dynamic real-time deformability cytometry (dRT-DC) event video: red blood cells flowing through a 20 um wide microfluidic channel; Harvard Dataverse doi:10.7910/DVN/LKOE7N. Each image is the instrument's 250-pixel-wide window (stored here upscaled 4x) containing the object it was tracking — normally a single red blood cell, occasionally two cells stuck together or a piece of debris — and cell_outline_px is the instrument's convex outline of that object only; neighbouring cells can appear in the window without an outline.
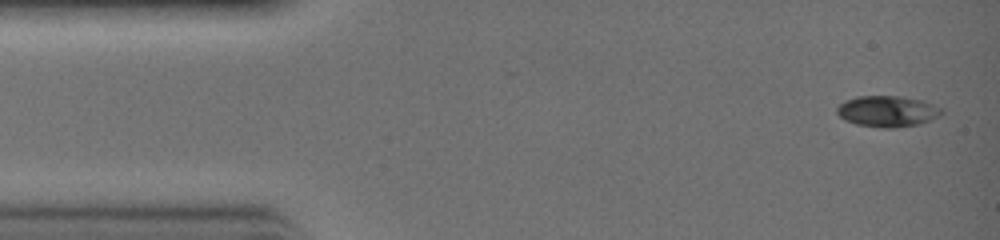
{"species": "common noctule bat (a hibernating species)", "species_latin": "Nyctalus noctula", "temperature_condition": "warm", "stored_images_in_passage": 31, "camera_frame_rate_fps": 3000, "um_per_image_px": 0.085, "animal": {"sex": "female", "body_mass_g": 19.0, "forearm_length_mm": 51.5}, "frame": {"image": 1, "passage_image": 1, "time_ms": 0.0, "image_size_px": [1000, 240], "cell_outline_px": [[944, 112], [920, 124], [892, 128], [884, 128], [856, 124], [844, 120], [836, 112], [836, 108], [840, 104], [856, 96], [900, 96], [920, 100], [940, 108]], "centroid_in_image_um": [75.38, 9.46], "position_along_channel_um": 9.6, "area_um2": 18.61}}
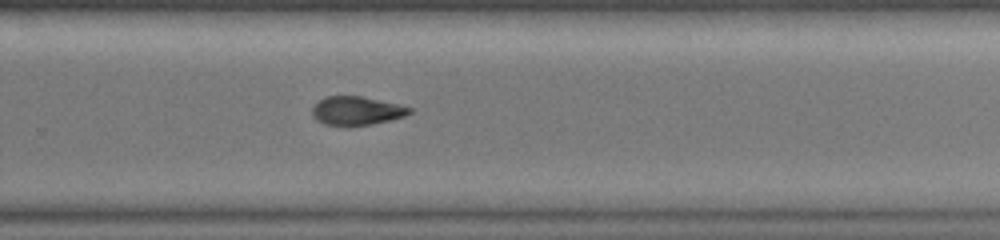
{"frame": {"image": 2, "passage_image": 20, "time_ms": 6.333, "image_size_px": [1000, 240], "cell_outline_px": [[412, 112], [404, 116], [388, 120], [368, 124], [324, 124], [316, 120], [312, 116], [312, 108], [324, 96], [360, 96], [400, 104], [412, 108]], "centroid_in_image_um": [30.31, 9.38], "position_along_channel_um": 299.5, "area_um2": 15.84}}
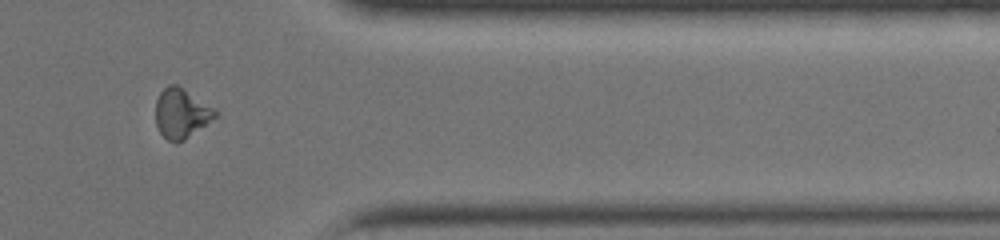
{"frame": {"image": 3, "passage_image": 25, "time_ms": 8.0, "image_size_px": [1000, 240], "cell_outline_px": [[216, 116], [184, 140], [168, 140], [160, 132], [156, 124], [156, 100], [160, 92], [168, 84], [176, 84], [216, 108]], "centroid_in_image_um": [15.4, 9.59], "position_along_channel_um": 396.0, "area_um2": 16.88}}